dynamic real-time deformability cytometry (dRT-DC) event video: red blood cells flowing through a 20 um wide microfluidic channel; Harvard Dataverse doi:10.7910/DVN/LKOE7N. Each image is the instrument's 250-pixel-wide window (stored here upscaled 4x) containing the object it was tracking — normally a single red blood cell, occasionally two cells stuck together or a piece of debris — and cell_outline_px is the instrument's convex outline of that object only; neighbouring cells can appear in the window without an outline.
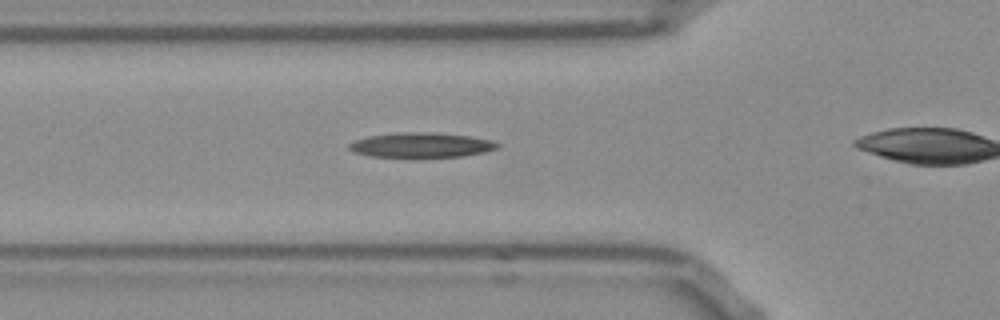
{"species": "Egyptian fruit bat (a non-hibernating species)", "species_latin": "Rousettus aegyptiacus", "temperature_condition": "room temperature", "stored_images_in_passage": 29, "camera_frame_rate_fps": 3000, "um_per_image_px": 0.085, "frame": {"image": 1, "passage_image": 5, "time_ms": 1.333, "image_size_px": [1000, 320], "cell_outline_px": [[500, 148], [484, 152], [460, 156], [372, 156], [356, 152], [348, 148], [348, 144], [356, 140], [368, 136], [408, 132], [428, 132], [468, 136], [492, 140], [500, 144]], "centroid_in_image_um": [35.85, 12.32], "position_along_channel_um": 89.9, "area_um2": 20.87}}
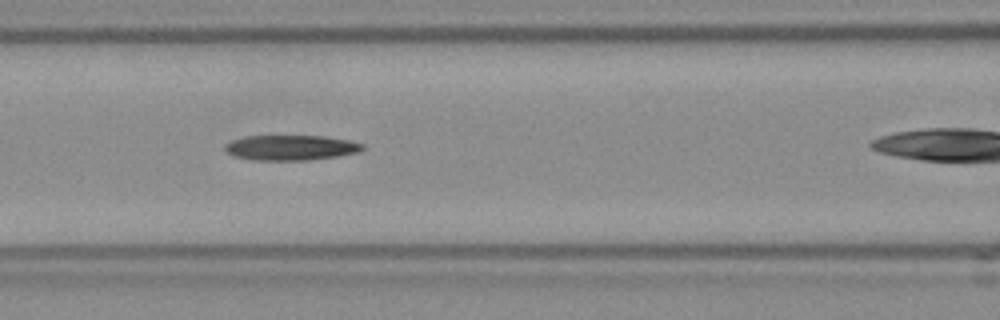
{"frame": {"image": 2, "passage_image": 9, "time_ms": 2.667, "image_size_px": [1000, 320], "cell_outline_px": [[364, 148], [360, 152], [336, 156], [308, 160], [256, 160], [236, 156], [228, 152], [224, 148], [224, 144], [232, 140], [244, 136], [324, 136], [348, 140], [364, 144]], "centroid_in_image_um": [24.73, 12.54], "position_along_channel_um": 141.9, "area_um2": 20.06}}